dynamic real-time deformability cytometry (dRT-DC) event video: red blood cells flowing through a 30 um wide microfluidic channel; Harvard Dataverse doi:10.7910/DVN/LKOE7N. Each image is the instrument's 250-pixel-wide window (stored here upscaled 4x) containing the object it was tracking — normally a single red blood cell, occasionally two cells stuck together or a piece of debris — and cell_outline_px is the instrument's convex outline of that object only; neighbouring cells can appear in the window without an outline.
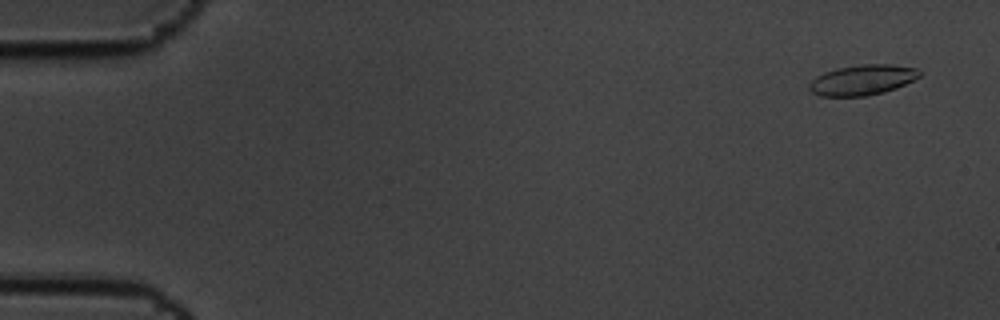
{"species": "common noctule bat (a hibernating species)", "species_latin": "Nyctalus noctula", "temperature_condition": "cold", "stored_images_in_passage": 3, "camera_frame_rate_fps": 3000, "um_per_image_px": 0.085, "animal": {"sex": "male", "body_mass_g": 19.5, "forearm_length_mm": 54.6}, "frame": {"image": 1, "passage_image": 1, "time_ms": 0.0, "image_size_px": [1000, 320], "cell_outline_px": [[920, 76], [896, 88], [884, 92], [868, 96], [820, 96], [812, 92], [808, 88], [808, 84], [816, 76], [824, 72], [840, 68], [860, 64], [888, 64], [916, 68], [920, 72]], "centroid_in_image_um": [73.27, 6.8], "position_along_channel_um": 11.7, "area_um2": 19.36}}